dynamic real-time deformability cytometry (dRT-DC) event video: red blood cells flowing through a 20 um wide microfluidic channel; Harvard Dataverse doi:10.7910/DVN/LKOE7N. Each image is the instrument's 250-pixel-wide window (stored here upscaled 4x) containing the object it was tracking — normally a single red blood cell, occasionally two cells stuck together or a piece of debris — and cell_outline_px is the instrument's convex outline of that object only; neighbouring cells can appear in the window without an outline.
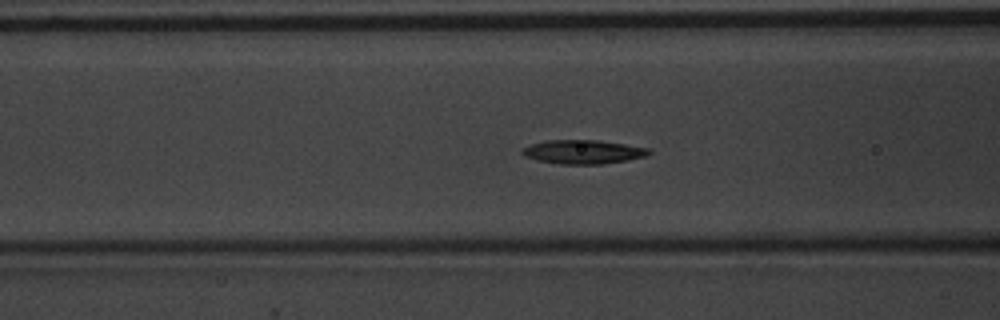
{"species": "common noctule bat (a hibernating species)", "species_latin": "Nyctalus noctula", "temperature_condition": "warm", "stored_images_in_passage": 49, "camera_frame_rate_fps": 3000, "um_per_image_px": 0.085, "animal": {"sex": "male", "body_mass_g": 20.1, "forearm_length_mm": 53.5}, "frame": {"image": 1, "passage_image": 16, "time_ms": 5.0, "image_size_px": [1000, 320], "cell_outline_px": [[652, 152], [648, 156], [628, 160], [604, 164], [560, 164], [536, 160], [524, 156], [520, 152], [520, 148], [544, 140], [600, 140], [652, 148]], "centroid_in_image_um": [49.59, 12.9], "position_along_channel_um": 117.0, "area_um2": 18.03}}
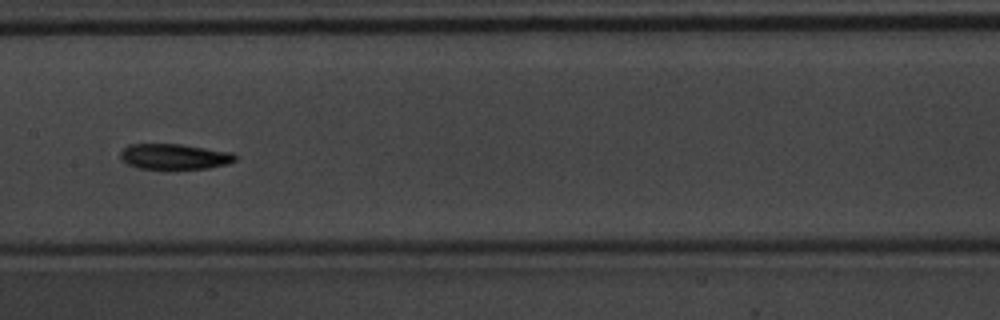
{"frame": {"image": 2, "passage_image": 22, "time_ms": 7.0, "image_size_px": [1000, 320], "cell_outline_px": [[236, 160], [228, 164], [208, 168], [136, 168], [120, 160], [120, 152], [128, 144], [180, 144], [232, 152], [236, 156]], "centroid_in_image_um": [14.8, 13.3], "position_along_channel_um": 192.6, "area_um2": 16.99}}
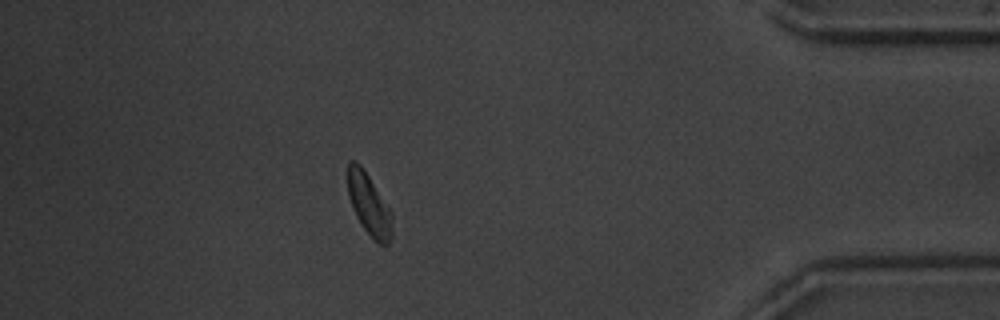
{"frame": {"image": 3, "passage_image": 42, "time_ms": 13.667, "image_size_px": [1000, 320], "cell_outline_px": [[392, 236], [388, 244], [380, 244], [372, 240], [356, 216], [348, 196], [348, 160], [356, 160], [360, 164], [392, 212]], "centroid_in_image_um": [31.37, 17.4], "position_along_channel_um": 403.8, "area_um2": 15.9}, "authors_computed_cell_mechanics": {"area_um2": 16.762, "velocity_mm_per_s": 3.7678, "shape_relaxation_time_tau1_ms": 3.819, "shape_relaxation_time_tau2_ms": 7.3806, "deformation_change_tau1": 0.174, "deformation_change_tau2": 0.1734}}